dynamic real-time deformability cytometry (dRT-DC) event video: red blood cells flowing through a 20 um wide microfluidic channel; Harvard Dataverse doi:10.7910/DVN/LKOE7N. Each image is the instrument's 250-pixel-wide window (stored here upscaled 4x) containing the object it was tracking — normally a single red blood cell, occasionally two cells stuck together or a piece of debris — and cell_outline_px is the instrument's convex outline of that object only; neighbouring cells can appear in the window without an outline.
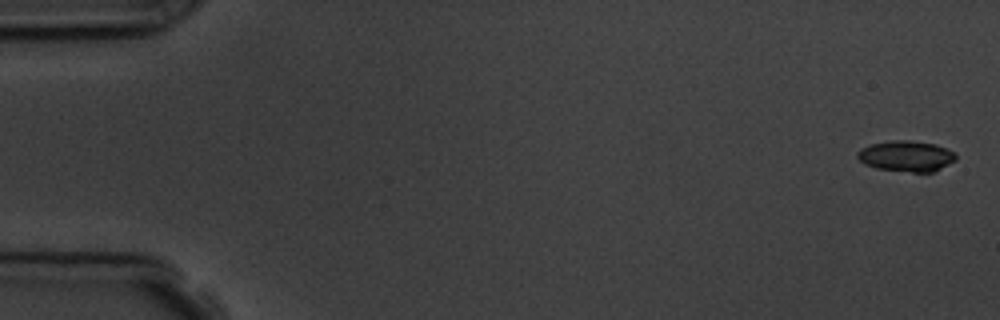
{"species": "common noctule bat (a hibernating species)", "species_latin": "Nyctalus noctula", "temperature_condition": "room temperature", "stored_images_in_passage": 7, "camera_frame_rate_fps": 3000, "um_per_image_px": 0.085, "animal": {"sex": "male", "body_mass_g": 19.5, "forearm_length_mm": 54.6}, "frame": {"image": 1, "passage_image": 1, "time_ms": 0.0, "image_size_px": [1000, 320], "cell_outline_px": [[956, 160], [932, 172], [912, 172], [876, 168], [864, 164], [856, 156], [856, 152], [860, 148], [872, 144], [892, 140], [908, 140], [936, 144], [956, 152]], "centroid_in_image_um": [77.03, 13.26], "position_along_channel_um": 8.0, "area_um2": 17.69}}
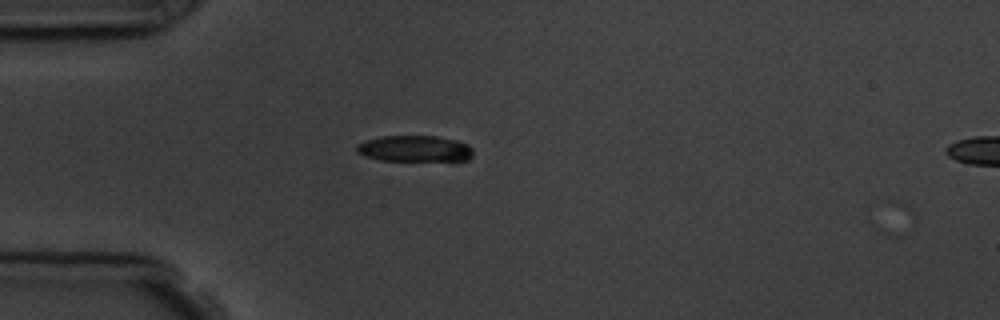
{"frame": {"image": 2, "passage_image": 5, "time_ms": 4.667, "image_size_px": [1000, 320], "cell_outline_px": [[472, 156], [468, 160], [456, 164], [452, 164], [380, 160], [364, 156], [356, 152], [356, 144], [364, 140], [380, 136], [436, 136], [456, 140], [468, 144], [472, 148]], "centroid_in_image_um": [35.33, 12.7], "position_along_channel_um": 49.7, "area_um2": 19.13}}